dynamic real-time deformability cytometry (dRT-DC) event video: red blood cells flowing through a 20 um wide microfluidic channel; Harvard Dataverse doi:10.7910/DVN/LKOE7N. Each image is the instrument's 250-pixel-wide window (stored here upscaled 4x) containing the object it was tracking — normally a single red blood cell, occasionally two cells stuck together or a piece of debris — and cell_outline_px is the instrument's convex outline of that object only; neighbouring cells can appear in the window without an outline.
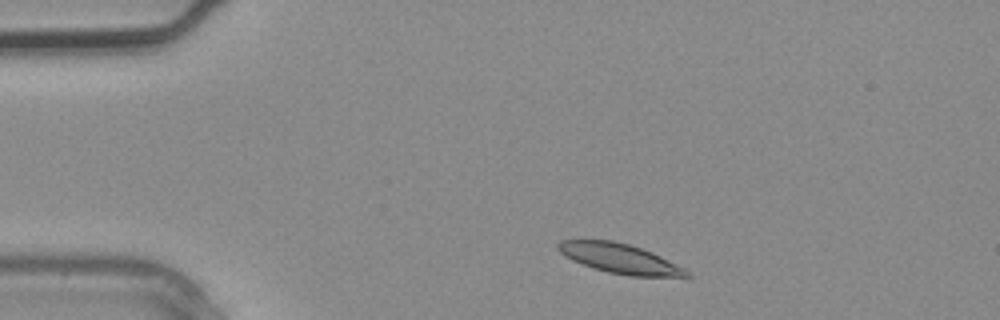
{"species": "common noctule bat (a hibernating species)", "species_latin": "Nyctalus noctula", "temperature_condition": "warm", "stored_images_in_passage": 2, "camera_frame_rate_fps": 3000, "um_per_image_px": 0.085, "animal": {"sex": "male", "body_mass_g": 20.4}, "frame": {"image": 1, "passage_image": 1, "time_ms": 0.0, "image_size_px": [1000, 320], "cell_outline_px": [[692, 276], [628, 276], [608, 272], [572, 260], [560, 252], [556, 248], [556, 244], [560, 240], [612, 240], [628, 244], [652, 252], [692, 272]], "centroid_in_image_um": [52.68, 21.96], "position_along_channel_um": 32.3, "area_um2": 21.96}}